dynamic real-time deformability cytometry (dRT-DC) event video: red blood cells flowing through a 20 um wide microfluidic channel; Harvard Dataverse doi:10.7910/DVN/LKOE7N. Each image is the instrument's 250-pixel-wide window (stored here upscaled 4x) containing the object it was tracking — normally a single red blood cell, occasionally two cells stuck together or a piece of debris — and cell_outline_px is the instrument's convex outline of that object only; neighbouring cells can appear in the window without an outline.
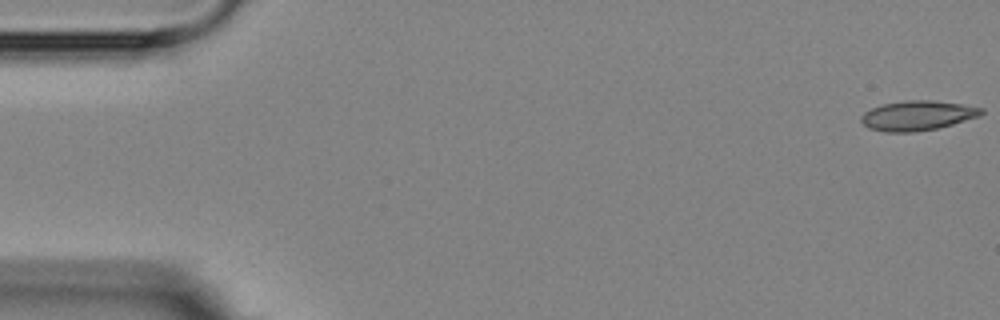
{"species": "Egyptian fruit bat (a non-hibernating species)", "species_latin": "Rousettus aegyptiacus", "temperature_condition": "room temperature", "stored_images_in_passage": 5, "camera_frame_rate_fps": 3000, "um_per_image_px": 0.085, "animal": {"sex": "female"}, "frame": {"image": 1, "passage_image": 1, "time_ms": 0.0, "image_size_px": [1000, 320], "cell_outline_px": [[984, 112], [980, 116], [952, 124], [936, 128], [916, 132], [884, 132], [868, 128], [860, 120], [860, 116], [864, 112], [872, 108], [884, 104], [904, 100], [932, 100], [960, 104], [984, 108]], "centroid_in_image_um": [77.97, 9.82], "position_along_channel_um": 7.0, "area_um2": 20.81}}
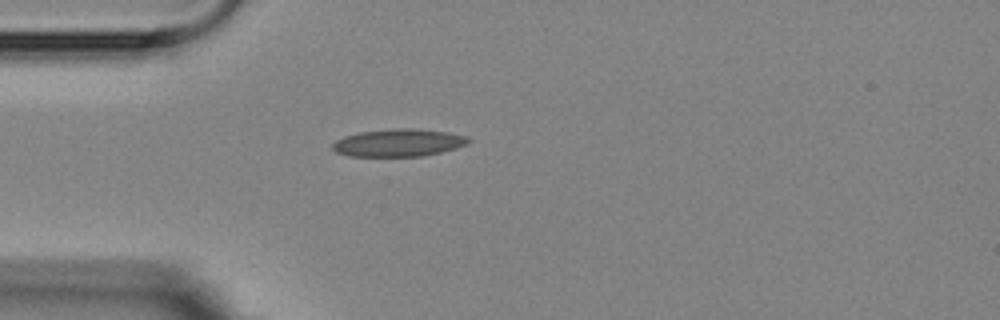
{"frame": {"image": 2, "passage_image": 5, "time_ms": 4.667, "image_size_px": [1000, 320], "cell_outline_px": [[472, 140], [468, 144], [456, 148], [424, 156], [348, 156], [336, 152], [332, 148], [332, 144], [336, 140], [344, 136], [360, 132], [392, 128], [412, 128], [448, 132], [468, 136]], "centroid_in_image_um": [33.9, 12.13], "position_along_channel_um": 51.1, "area_um2": 21.96}}